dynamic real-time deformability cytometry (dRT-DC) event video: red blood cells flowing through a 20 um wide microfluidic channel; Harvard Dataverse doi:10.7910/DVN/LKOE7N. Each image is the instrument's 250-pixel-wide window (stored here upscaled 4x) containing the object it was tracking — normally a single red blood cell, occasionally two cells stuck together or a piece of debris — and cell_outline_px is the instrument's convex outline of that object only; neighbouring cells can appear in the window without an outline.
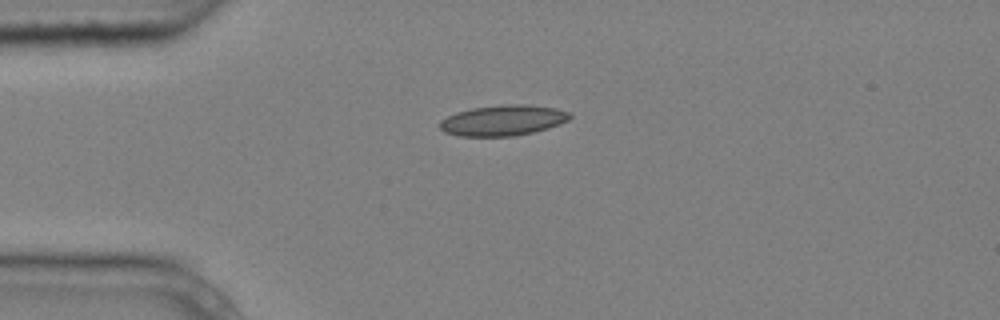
{"species": "common noctule bat (a hibernating species)", "species_latin": "Nyctalus noctula", "temperature_condition": "cold", "stored_images_in_passage": 2, "camera_frame_rate_fps": 3000, "um_per_image_px": 0.085, "animal": {"sex": "male", "body_mass_g": 20.4}, "frame": {"image": 1, "passage_image": 1, "time_ms": 0.0, "image_size_px": [1000, 320], "cell_outline_px": [[572, 116], [568, 120], [560, 124], [548, 128], [516, 136], [460, 136], [444, 132], [440, 128], [440, 120], [456, 112], [472, 108], [504, 104], [528, 104], [556, 108], [568, 112]], "centroid_in_image_um": [42.76, 10.22], "position_along_channel_um": 42.2, "area_um2": 23.24}}